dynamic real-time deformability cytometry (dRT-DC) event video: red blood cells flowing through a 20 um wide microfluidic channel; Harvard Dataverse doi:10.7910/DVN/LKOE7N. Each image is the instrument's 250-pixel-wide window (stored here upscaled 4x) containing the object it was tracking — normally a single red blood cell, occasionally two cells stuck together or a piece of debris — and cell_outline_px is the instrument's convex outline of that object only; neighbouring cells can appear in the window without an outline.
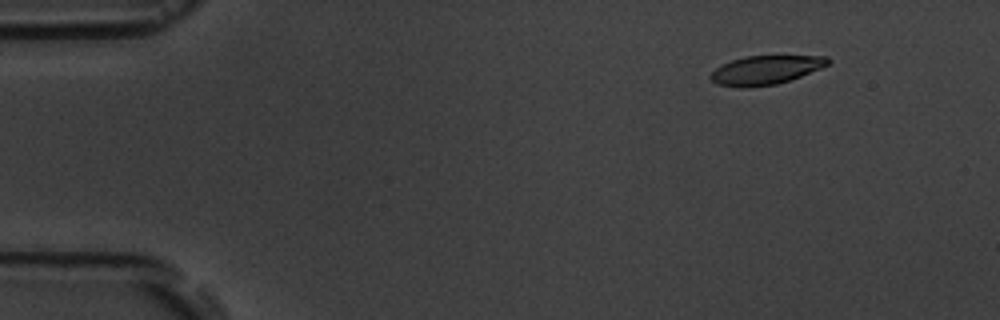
{"species": "common noctule bat (a hibernating species)", "species_latin": "Nyctalus noctula", "temperature_condition": "room temperature", "stored_images_in_passage": 5, "camera_frame_rate_fps": 3000, "um_per_image_px": 0.085, "animal": {"sex": "male", "body_mass_g": 19.5, "forearm_length_mm": 54.6}, "frame": {"image": 1, "passage_image": 2, "time_ms": 1.333, "image_size_px": [1000, 320], "cell_outline_px": [[832, 60], [828, 64], [820, 68], [800, 76], [776, 84], [748, 88], [740, 88], [716, 84], [708, 76], [716, 68], [732, 60], [744, 56], [828, 56]], "centroid_in_image_um": [65.05, 5.96], "position_along_channel_um": 19.9, "area_um2": 19.65}}
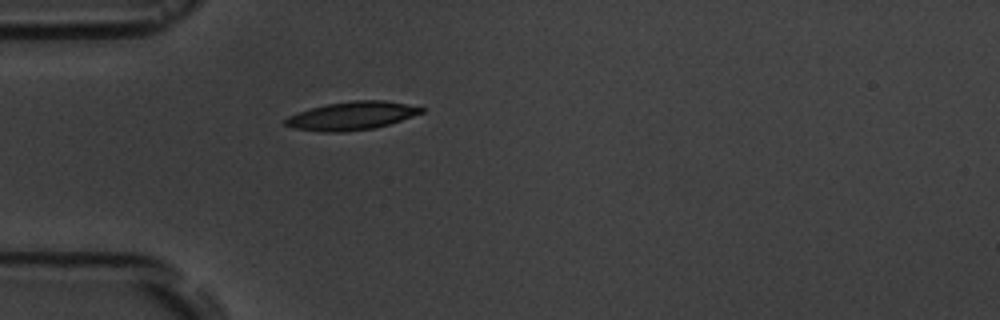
{"frame": {"image": 2, "passage_image": 5, "time_ms": 4.667, "image_size_px": [1000, 320], "cell_outline_px": [[424, 112], [388, 124], [372, 128], [344, 132], [320, 132], [296, 128], [284, 124], [284, 120], [288, 116], [312, 108], [328, 104], [356, 100], [384, 100], [424, 108]], "centroid_in_image_um": [29.88, 9.85], "position_along_channel_um": 55.1, "area_um2": 21.91}}